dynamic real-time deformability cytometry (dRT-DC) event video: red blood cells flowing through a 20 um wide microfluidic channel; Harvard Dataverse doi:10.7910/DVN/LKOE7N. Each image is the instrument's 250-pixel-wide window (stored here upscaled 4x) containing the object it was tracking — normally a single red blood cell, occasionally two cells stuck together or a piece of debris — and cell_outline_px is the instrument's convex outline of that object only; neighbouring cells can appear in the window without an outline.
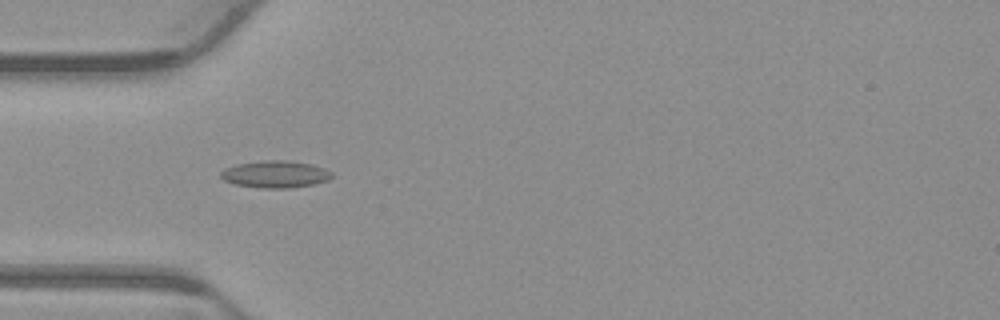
{"species": "common noctule bat (a hibernating species)", "species_latin": "Nyctalus noctula", "temperature_condition": "warm", "stored_images_in_passage": 47, "camera_frame_rate_fps": 3000, "um_per_image_px": 0.085, "animal": {"sex": "male", "body_mass_g": 23.1, "forearm_length_mm": 52.7}, "frame": {"image": 1, "passage_image": 10, "time_ms": 3.0, "image_size_px": [1000, 320], "cell_outline_px": [[332, 176], [328, 180], [312, 184], [288, 188], [264, 188], [236, 184], [224, 180], [220, 176], [220, 172], [224, 168], [236, 164], [260, 160], [292, 160], [312, 164], [324, 168], [332, 172]], "centroid_in_image_um": [23.39, 14.79], "position_along_channel_um": 61.6, "area_um2": 17.57}}
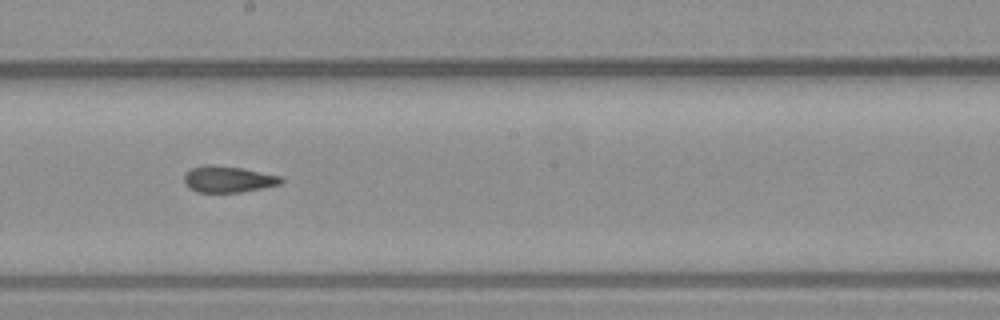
{"frame": {"image": 2, "passage_image": 23, "time_ms": 7.333, "image_size_px": [1000, 320], "cell_outline_px": [[284, 180], [280, 184], [240, 192], [196, 192], [188, 188], [184, 184], [184, 176], [192, 168], [204, 164], [212, 164], [240, 168], [280, 176]], "centroid_in_image_um": [19.34, 15.23], "position_along_channel_um": 228.9, "area_um2": 14.74}}
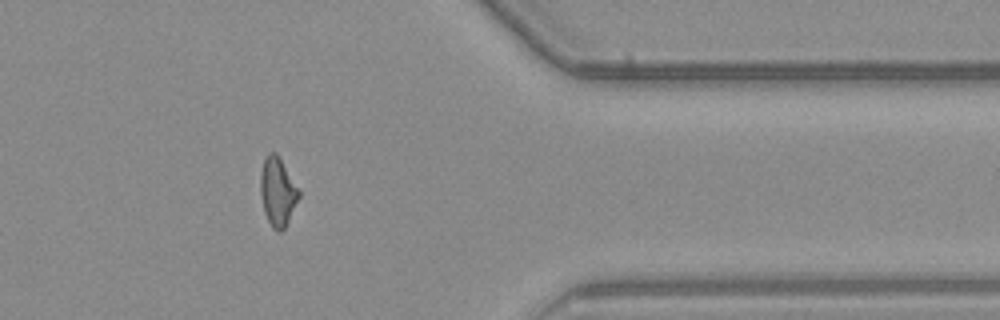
{"frame": {"image": 3, "passage_image": 37, "time_ms": 12.0, "image_size_px": [1000, 320], "cell_outline_px": [[300, 196], [284, 228], [280, 232], [276, 232], [272, 228], [264, 212], [260, 192], [260, 172], [264, 156], [268, 152], [276, 152], [300, 192]], "centroid_in_image_um": [23.57, 16.28], "position_along_channel_um": 387.8, "area_um2": 15.26}, "authors_computed_cell_mechanics": {"area_um2": 15.317, "velocity_mm_per_s": 3.8645, "shape_relaxation_time_tau1_ms": null, "shape_relaxation_time_tau2_ms": 2.087, "deformation_change_tau1": null, "deformation_change_tau2": 0.0824}}